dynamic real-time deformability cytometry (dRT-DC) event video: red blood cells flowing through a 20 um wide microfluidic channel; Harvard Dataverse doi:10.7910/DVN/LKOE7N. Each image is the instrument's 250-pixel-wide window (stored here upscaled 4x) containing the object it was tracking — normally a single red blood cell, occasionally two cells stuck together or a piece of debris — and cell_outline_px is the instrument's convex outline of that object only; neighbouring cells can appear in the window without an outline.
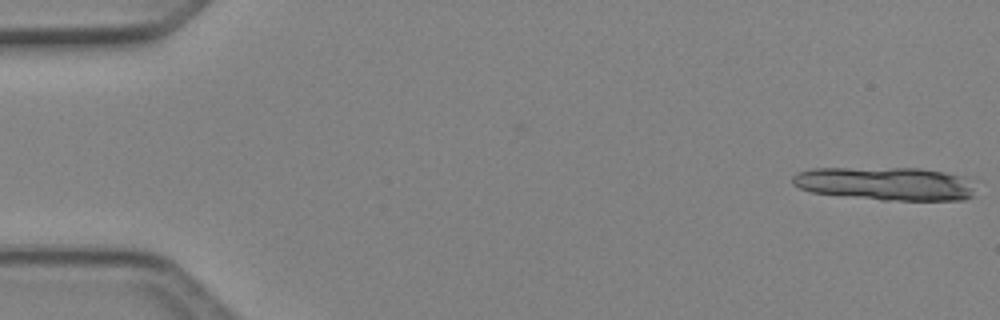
{"species": "Egyptian fruit bat (a non-hibernating species)", "species_latin": "Rousettus aegyptiacus", "temperature_condition": "cold", "stored_images_in_passage": 13, "camera_frame_rate_fps": 3000, "um_per_image_px": 0.085, "animal": {"sex": "female"}, "frame": {"image": 1, "passage_image": 1, "time_ms": 0.0, "image_size_px": [1000, 320], "cell_outline_px": [[976, 176], [972, 196], [964, 200], [880, 200], [812, 192], [800, 188], [792, 184], [792, 176], [800, 172], [812, 168], [920, 168]], "centroid_in_image_um": [75.41, 15.59], "position_along_channel_um": 9.6, "area_um2": 36.24}}